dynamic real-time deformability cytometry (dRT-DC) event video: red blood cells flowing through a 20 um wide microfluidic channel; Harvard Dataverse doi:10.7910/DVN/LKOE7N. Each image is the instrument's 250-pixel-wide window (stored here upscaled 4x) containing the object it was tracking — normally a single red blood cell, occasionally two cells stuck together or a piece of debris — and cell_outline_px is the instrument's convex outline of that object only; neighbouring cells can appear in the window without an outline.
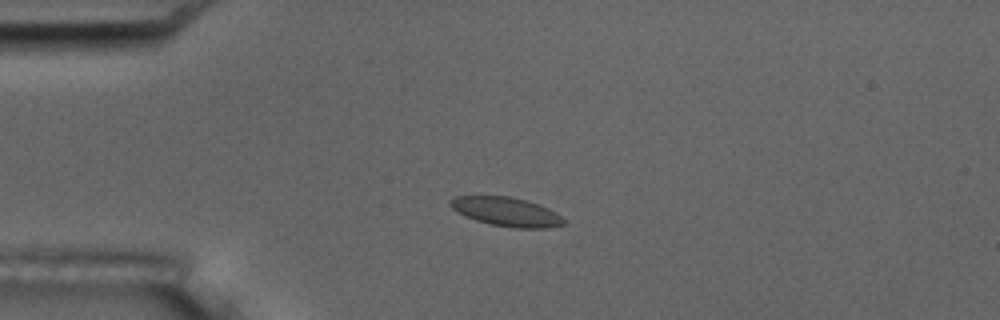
{"species": "common noctule bat (a hibernating species)", "species_latin": "Nyctalus noctula", "temperature_condition": "room temperature", "stored_images_in_passage": 5, "camera_frame_rate_fps": 3000, "um_per_image_px": 0.085, "animal": {"sex": "male", "body_mass_g": 17.5, "forearm_length_mm": 52.3}, "frame": {"image": 1, "passage_image": 4, "time_ms": 3.667, "image_size_px": [1000, 320], "cell_outline_px": [[568, 220], [564, 224], [548, 228], [516, 228], [488, 224], [476, 220], [456, 212], [448, 204], [448, 200], [456, 196], [512, 196], [540, 204], [556, 212]], "centroid_in_image_um": [43.06, 17.99], "position_along_channel_um": 41.9, "area_um2": 19.48}}